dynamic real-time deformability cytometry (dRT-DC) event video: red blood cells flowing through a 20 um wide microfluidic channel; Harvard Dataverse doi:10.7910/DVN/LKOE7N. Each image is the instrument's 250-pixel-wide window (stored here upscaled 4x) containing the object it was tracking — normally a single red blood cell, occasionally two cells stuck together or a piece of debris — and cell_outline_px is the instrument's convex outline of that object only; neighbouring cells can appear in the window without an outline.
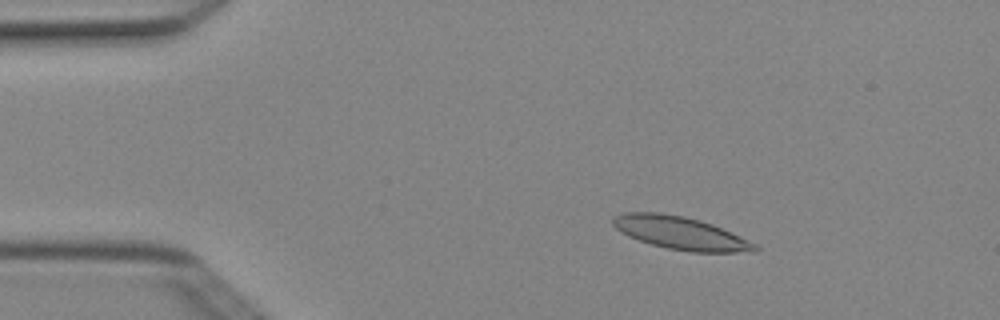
{"species": "Egyptian fruit bat (a non-hibernating species)", "species_latin": "Rousettus aegyptiacus", "temperature_condition": "cold", "stored_images_in_passage": 7, "camera_frame_rate_fps": 3000, "um_per_image_px": 0.085, "animal": {"sex": "female"}, "frame": {"image": 1, "passage_image": 3, "time_ms": 0.667, "image_size_px": [1000, 320], "cell_outline_px": [[760, 248], [756, 252], [692, 252], [668, 248], [652, 244], [628, 236], [616, 228], [612, 224], [612, 220], [616, 216], [624, 212], [660, 212], [684, 216], [700, 220], [712, 224], [740, 236], [756, 244]], "centroid_in_image_um": [57.87, 19.8], "position_along_channel_um": 27.1, "area_um2": 27.05}}
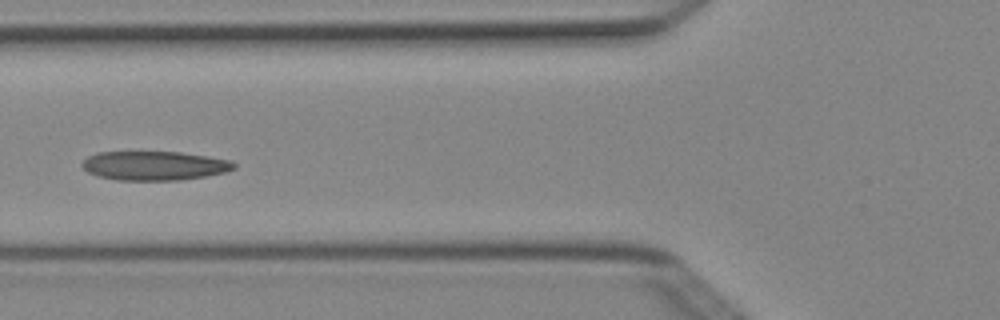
{"frame": {"image": 2, "passage_image": 6, "time_ms": 1.667, "image_size_px": [1000, 320], "cell_outline_px": [[236, 168], [224, 172], [204, 176], [180, 180], [116, 180], [100, 176], [88, 172], [80, 164], [88, 156], [96, 152], [180, 152], [232, 160], [236, 164]], "centroid_in_image_um": [13.12, 14.08], "position_along_channel_um": 112.7, "area_um2": 25.66}}
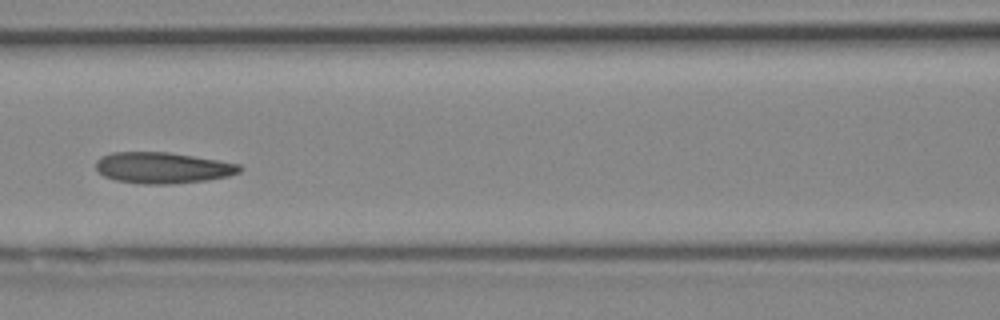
{"frame": {"image": 3, "passage_image": 7, "time_ms": 2.0, "image_size_px": [1000, 320], "cell_outline_px": [[244, 168], [240, 172], [228, 176], [204, 180], [172, 184], [144, 184], [116, 180], [104, 176], [96, 168], [96, 160], [100, 156], [112, 152], [168, 152], [240, 164]], "centroid_in_image_um": [13.81, 14.26], "position_along_channel_um": 152.8, "area_um2": 25.95}}